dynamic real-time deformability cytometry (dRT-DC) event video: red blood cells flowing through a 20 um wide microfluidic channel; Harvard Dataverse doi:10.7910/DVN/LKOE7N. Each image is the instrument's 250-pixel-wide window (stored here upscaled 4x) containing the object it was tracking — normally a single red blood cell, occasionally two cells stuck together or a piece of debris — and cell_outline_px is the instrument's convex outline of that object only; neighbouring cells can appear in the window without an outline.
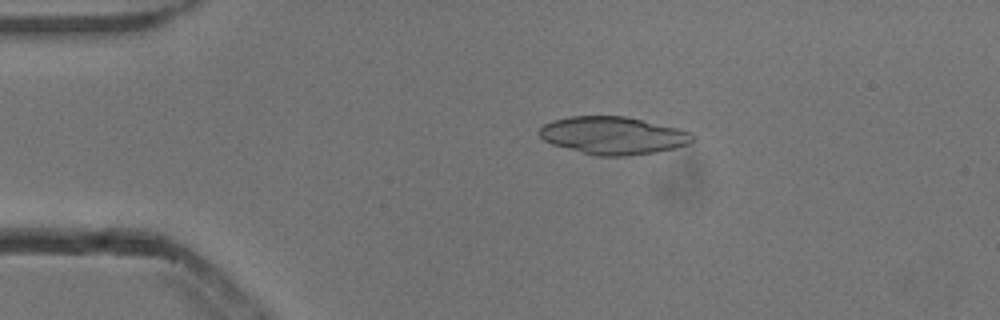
{"species": "common noctule bat (a hibernating species)", "species_latin": "Nyctalus noctula", "temperature_condition": "cold", "stored_images_in_passage": 52, "camera_frame_rate_fps": 3000, "um_per_image_px": 0.085, "animal": {"sex": "male", "body_mass_g": 13.3}, "frame": {"image": 1, "passage_image": 10, "time_ms": 3.0, "image_size_px": [1000, 320], "cell_outline_px": [[696, 140], [688, 144], [676, 148], [656, 152], [624, 156], [596, 156], [552, 144], [544, 140], [540, 136], [540, 128], [544, 124], [552, 120], [568, 116], [624, 116], [676, 128], [692, 132], [696, 136]], "centroid_in_image_um": [52.14, 11.52], "position_along_channel_um": 32.9, "area_um2": 33.58}}